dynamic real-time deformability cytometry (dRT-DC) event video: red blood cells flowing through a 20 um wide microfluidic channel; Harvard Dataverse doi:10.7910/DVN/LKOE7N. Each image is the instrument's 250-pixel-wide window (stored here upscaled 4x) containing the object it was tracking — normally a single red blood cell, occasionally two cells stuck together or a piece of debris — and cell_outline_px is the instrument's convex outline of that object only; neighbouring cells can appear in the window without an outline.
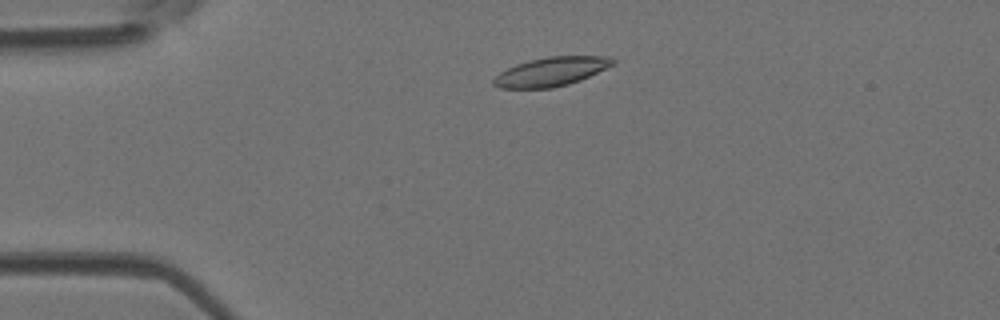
{"species": "Egyptian fruit bat (a non-hibernating species)", "species_latin": "Rousettus aegyptiacus", "temperature_condition": "room temperature", "stored_images_in_passage": 45, "camera_frame_rate_fps": 3000, "um_per_image_px": 0.085, "animal": {"sex": "female"}, "frame": {"image": 1, "passage_image": 6, "time_ms": 1.667, "image_size_px": [1000, 320], "cell_outline_px": [[616, 60], [612, 64], [580, 80], [568, 84], [552, 88], [500, 88], [492, 84], [492, 80], [500, 72], [516, 64], [528, 60], [548, 56], [608, 56]], "centroid_in_image_um": [46.8, 6.09], "position_along_channel_um": 38.2, "area_um2": 19.88}}
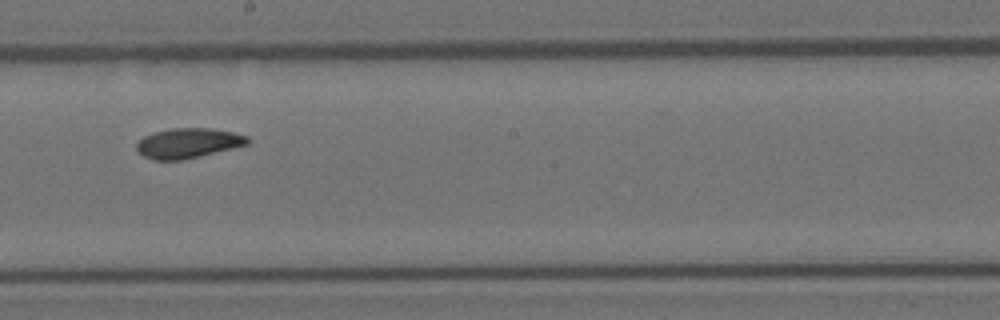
{"frame": {"image": 2, "passage_image": 23, "time_ms": 7.333, "image_size_px": [1000, 320], "cell_outline_px": [[248, 144], [200, 156], [180, 160], [152, 160], [144, 156], [136, 148], [136, 144], [144, 136], [156, 132], [172, 128], [212, 128], [232, 132], [248, 136]], "centroid_in_image_um": [15.98, 12.16], "position_along_channel_um": 232.2, "area_um2": 19.13}}
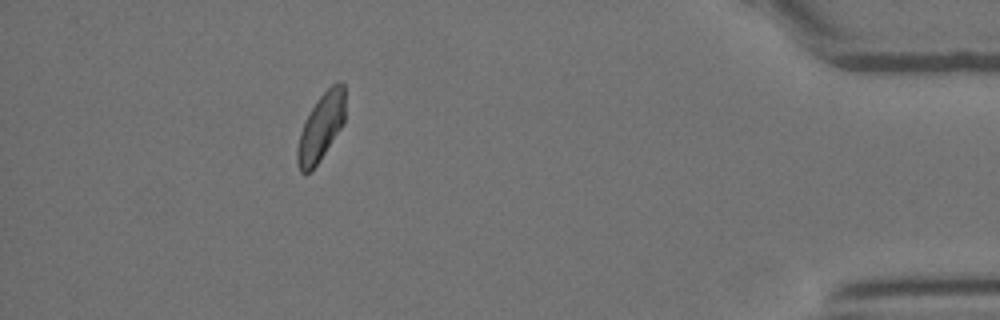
{"frame": {"image": 3, "passage_image": 40, "time_ms": 13.0, "image_size_px": [1000, 320], "cell_outline_px": [[344, 124], [316, 164], [308, 172], [300, 172], [296, 160], [296, 148], [300, 132], [316, 100], [332, 84], [344, 84]], "centroid_in_image_um": [27.26, 10.82], "position_along_channel_um": 407.9, "area_um2": 18.21}, "authors_computed_cell_mechanics": {"area_um2": 19.363, "velocity_mm_per_s": 4.0268, "shape_relaxation_time_tau1_ms": 5.4354, "shape_relaxation_time_tau2_ms": null, "deformation_change_tau1": 0.125, "deformation_change_tau2": null}}